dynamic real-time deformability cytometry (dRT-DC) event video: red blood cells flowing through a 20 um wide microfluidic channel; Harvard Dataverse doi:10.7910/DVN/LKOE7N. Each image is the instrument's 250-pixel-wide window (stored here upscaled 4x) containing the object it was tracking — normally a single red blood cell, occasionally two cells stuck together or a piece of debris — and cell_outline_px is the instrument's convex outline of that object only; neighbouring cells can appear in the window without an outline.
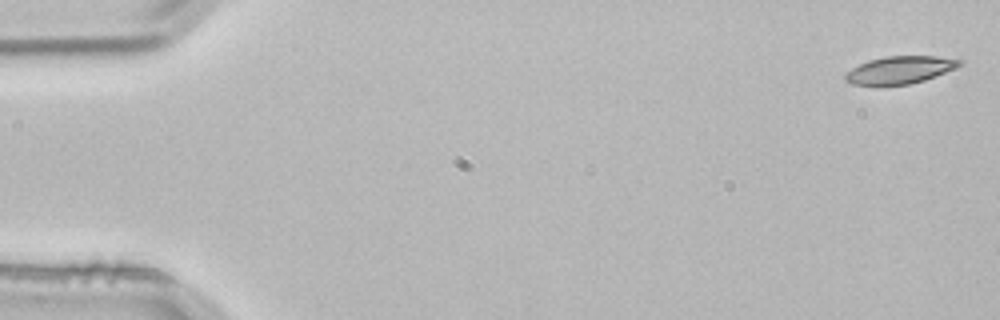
{"species": "common noctule bat (a hibernating species)", "species_latin": "Nyctalus noctula", "temperature_condition": "room temperature", "stored_images_in_passage": 4, "camera_frame_rate_fps": 3000, "um_per_image_px": 0.085, "animal": {"sex": "male", "body_mass_g": 21.5, "forearm_length_mm": 52.0}, "frame": {"image": 1, "passage_image": 1, "time_ms": 0.0, "image_size_px": [1000, 320], "cell_outline_px": [[964, 60], [956, 68], [924, 80], [908, 84], [880, 88], [852, 84], [844, 80], [844, 76], [852, 68], [868, 60], [884, 56], [936, 56]], "centroid_in_image_um": [76.43, 5.98], "position_along_channel_um": 8.6, "area_um2": 18.79}}